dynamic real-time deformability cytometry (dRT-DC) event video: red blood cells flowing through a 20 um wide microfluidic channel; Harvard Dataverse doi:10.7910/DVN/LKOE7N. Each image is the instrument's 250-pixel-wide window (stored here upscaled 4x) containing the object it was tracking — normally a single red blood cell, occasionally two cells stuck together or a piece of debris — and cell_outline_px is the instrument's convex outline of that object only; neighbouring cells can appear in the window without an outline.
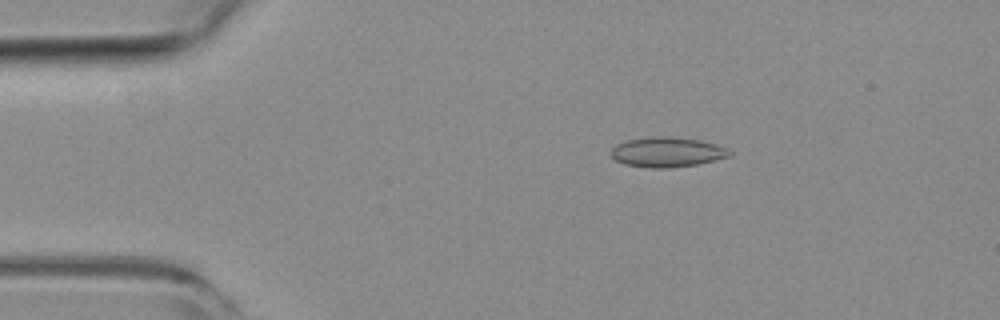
{"species": "common noctule bat (a hibernating species)", "species_latin": "Nyctalus noctula", "temperature_condition": "room temperature", "stored_images_in_passage": 32, "camera_frame_rate_fps": 3000, "um_per_image_px": 0.085, "animal": {"sex": "female", "body_mass_g": 19.3, "forearm_length_mm": 54.1}, "frame": {"image": 1, "passage_image": 9, "time_ms": 2.667, "image_size_px": [1000, 320], "cell_outline_px": [[732, 156], [696, 164], [668, 168], [648, 168], [624, 164], [616, 160], [612, 156], [612, 148], [616, 144], [628, 140], [652, 136], [668, 136], [700, 140], [716, 144], [732, 152]], "centroid_in_image_um": [56.7, 12.93], "position_along_channel_um": 28.3, "area_um2": 20.58}}
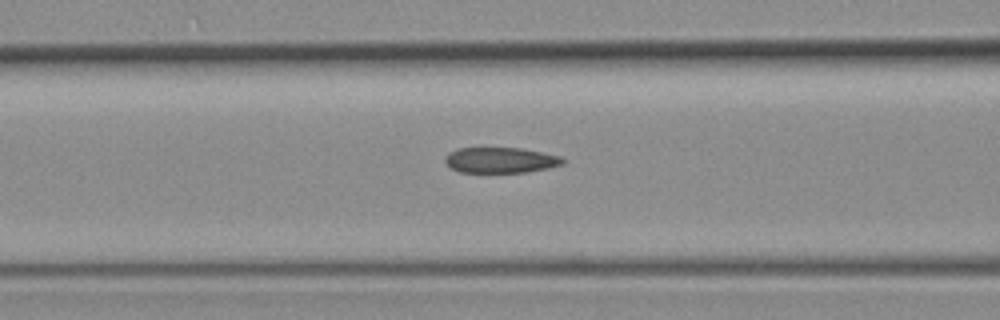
{"frame": {"image": 2, "passage_image": 21, "time_ms": 6.667, "image_size_px": [1000, 320], "cell_outline_px": [[564, 164], [548, 168], [528, 172], [460, 172], [452, 168], [444, 160], [444, 156], [448, 152], [456, 148], [520, 148], [560, 156], [564, 160]], "centroid_in_image_um": [42.52, 13.61], "position_along_channel_um": 124.1, "area_um2": 17.51}}
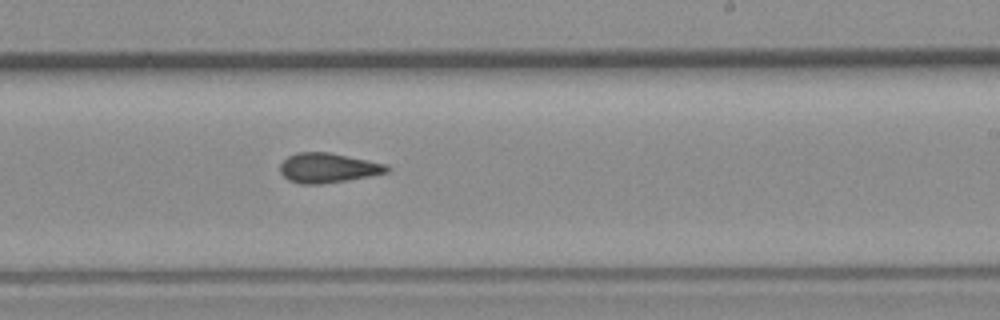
{"frame": {"image": 3, "passage_image": 32, "time_ms": 10.333, "image_size_px": [1000, 320], "cell_outline_px": [[392, 168], [388, 172], [348, 180], [320, 184], [300, 184], [288, 180], [280, 172], [280, 164], [288, 156], [296, 152], [328, 152], [388, 164]], "centroid_in_image_um": [27.88, 14.27], "position_along_channel_um": 261.1, "area_um2": 18.55}}